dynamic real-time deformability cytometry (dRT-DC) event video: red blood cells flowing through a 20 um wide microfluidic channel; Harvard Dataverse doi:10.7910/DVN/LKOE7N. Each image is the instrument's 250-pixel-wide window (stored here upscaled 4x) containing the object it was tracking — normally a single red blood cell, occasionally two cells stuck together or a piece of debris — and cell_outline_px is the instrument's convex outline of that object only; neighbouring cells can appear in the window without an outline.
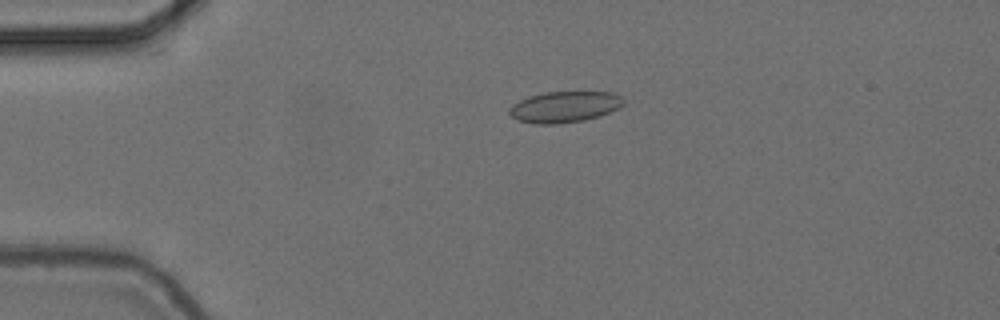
{"species": "common noctule bat (a hibernating species)", "species_latin": "Nyctalus noctula", "temperature_condition": "cold", "stored_images_in_passage": 5, "camera_frame_rate_fps": 3000, "um_per_image_px": 0.085, "animal": {"sex": "female", "body_mass_g": 24.6, "forearm_length_mm": 56.2}, "frame": {"image": 1, "passage_image": 4, "time_ms": 1.0, "image_size_px": [1000, 320], "cell_outline_px": [[624, 104], [620, 108], [600, 116], [584, 120], [556, 124], [532, 124], [516, 120], [508, 112], [508, 108], [512, 104], [528, 96], [544, 92], [612, 92], [620, 96], [624, 100]], "centroid_in_image_um": [47.97, 9.09], "position_along_channel_um": 37.0, "area_um2": 20.92}}